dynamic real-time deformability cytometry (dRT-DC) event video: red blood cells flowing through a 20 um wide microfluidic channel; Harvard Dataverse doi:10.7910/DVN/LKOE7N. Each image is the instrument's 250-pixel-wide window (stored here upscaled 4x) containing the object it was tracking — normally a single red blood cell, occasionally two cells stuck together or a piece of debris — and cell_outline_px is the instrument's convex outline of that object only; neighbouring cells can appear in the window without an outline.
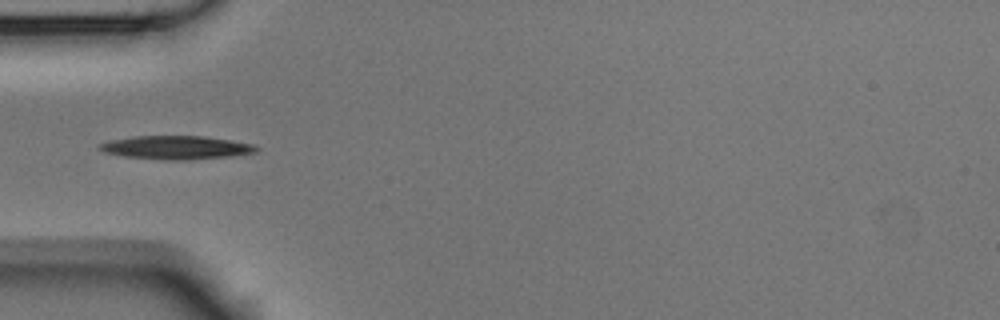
{"species": "Egyptian fruit bat (a non-hibernating species)", "species_latin": "Rousettus aegyptiacus", "temperature_condition": "room temperature", "stored_images_in_passage": 8, "camera_frame_rate_fps": 3000, "um_per_image_px": 0.085, "animal": {"sex": "male"}, "frame": {"image": 1, "passage_image": 5, "time_ms": 1.333, "image_size_px": [1000, 320], "cell_outline_px": [[260, 148], [256, 152], [232, 156], [188, 160], [164, 160], [124, 156], [104, 152], [96, 148], [100, 144], [108, 140], [132, 136], [204, 136], [232, 140], [252, 144]], "centroid_in_image_um": [14.96, 12.54], "position_along_channel_um": 70.0, "area_um2": 21.62}}
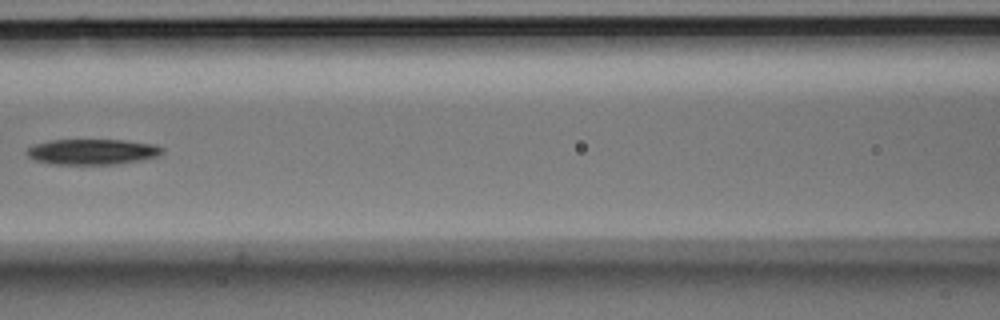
{"frame": {"image": 2, "passage_image": 7, "time_ms": 2.0, "image_size_px": [1000, 320], "cell_outline_px": [[164, 152], [156, 156], [140, 160], [116, 164], [52, 164], [36, 160], [28, 156], [24, 152], [28, 148], [36, 144], [52, 140], [124, 140], [152, 144], [164, 148]], "centroid_in_image_um": [7.84, 12.9], "position_along_channel_um": 158.8, "area_um2": 20.0}}
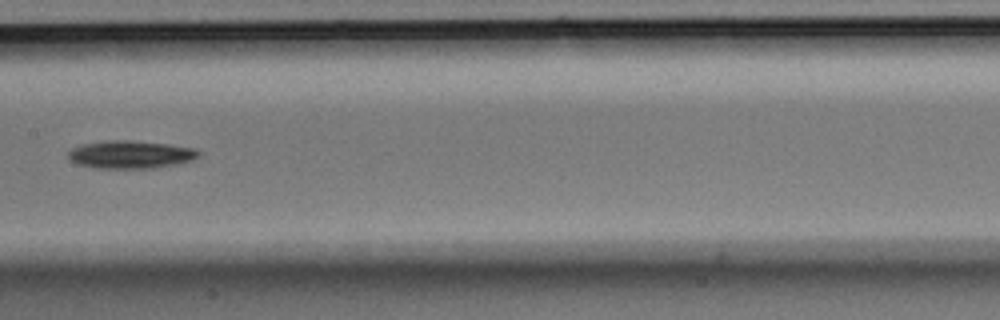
{"frame": {"image": 3, "passage_image": 8, "time_ms": 2.333, "image_size_px": [1000, 320], "cell_outline_px": [[200, 156], [192, 160], [176, 164], [148, 168], [96, 168], [80, 164], [72, 160], [68, 156], [68, 152], [72, 148], [80, 144], [104, 140], [128, 140], [168, 144], [196, 148], [200, 152]], "centroid_in_image_um": [11.11, 13.12], "position_along_channel_um": 196.3, "area_um2": 21.1}}